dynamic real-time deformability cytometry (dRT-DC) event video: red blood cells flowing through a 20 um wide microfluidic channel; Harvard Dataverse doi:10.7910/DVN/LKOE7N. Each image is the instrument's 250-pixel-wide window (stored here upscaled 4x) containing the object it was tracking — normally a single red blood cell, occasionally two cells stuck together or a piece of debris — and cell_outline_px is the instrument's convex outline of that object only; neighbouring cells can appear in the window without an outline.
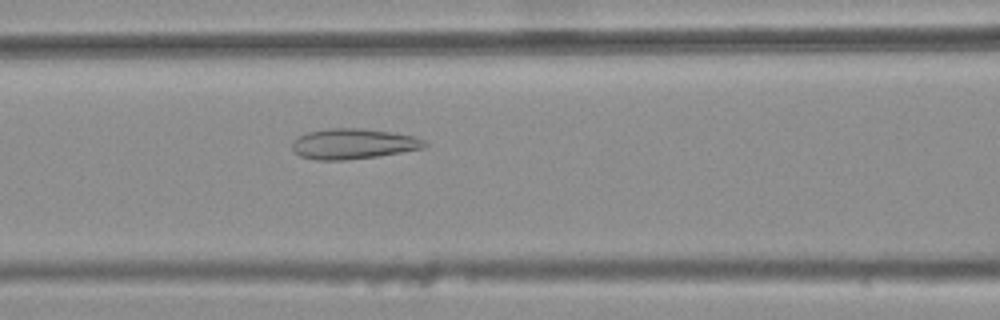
{"species": "common noctule bat (a hibernating species)", "species_latin": "Nyctalus noctula", "temperature_condition": "warm", "stored_images_in_passage": 37, "camera_frame_rate_fps": 3000, "um_per_image_px": 0.085, "animal": {"sex": "female", "body_mass_g": 25.1}, "frame": {"image": 1, "passage_image": 11, "time_ms": 3.333, "image_size_px": [1000, 320], "cell_outline_px": [[428, 144], [424, 148], [376, 156], [344, 160], [316, 160], [300, 156], [292, 148], [292, 140], [296, 136], [308, 132], [328, 128], [364, 128], [392, 132], [416, 136], [424, 140]], "centroid_in_image_um": [30.01, 12.21], "position_along_channel_um": 136.6, "area_um2": 23.58}}
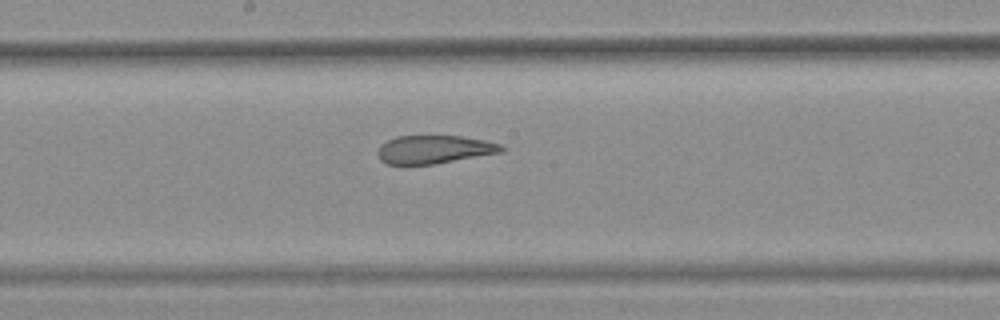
{"frame": {"image": 2, "passage_image": 17, "time_ms": 5.333, "image_size_px": [1000, 320], "cell_outline_px": [[504, 152], [432, 164], [388, 164], [380, 160], [376, 152], [380, 144], [396, 136], [460, 136], [484, 140], [500, 144], [504, 148]], "centroid_in_image_um": [36.88, 12.7], "position_along_channel_um": 211.3, "area_um2": 20.29}}
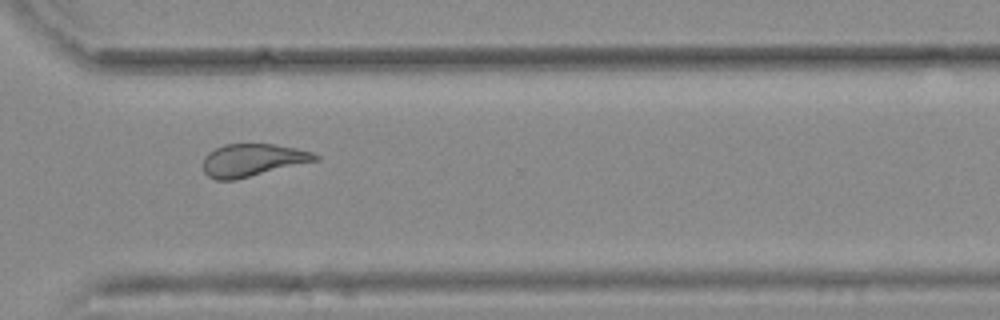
{"frame": {"image": 3, "passage_image": 28, "time_ms": 9.0, "image_size_px": [1000, 320], "cell_outline_px": [[320, 160], [236, 180], [216, 180], [208, 176], [204, 172], [204, 156], [208, 152], [224, 144], [276, 144], [296, 148], [312, 152], [320, 156]], "centroid_in_image_um": [21.49, 13.61], "position_along_channel_um": 349.1, "area_um2": 21.5}, "authors_computed_cell_mechanics": {"area_um2": 22.253, "velocity_mm_per_s": 3.747, "shape_relaxation_time_tau1_ms": null, "shape_relaxation_time_tau2_ms": 2.2529, "deformation_change_tau1": null, "deformation_change_tau2": 0.1146}}